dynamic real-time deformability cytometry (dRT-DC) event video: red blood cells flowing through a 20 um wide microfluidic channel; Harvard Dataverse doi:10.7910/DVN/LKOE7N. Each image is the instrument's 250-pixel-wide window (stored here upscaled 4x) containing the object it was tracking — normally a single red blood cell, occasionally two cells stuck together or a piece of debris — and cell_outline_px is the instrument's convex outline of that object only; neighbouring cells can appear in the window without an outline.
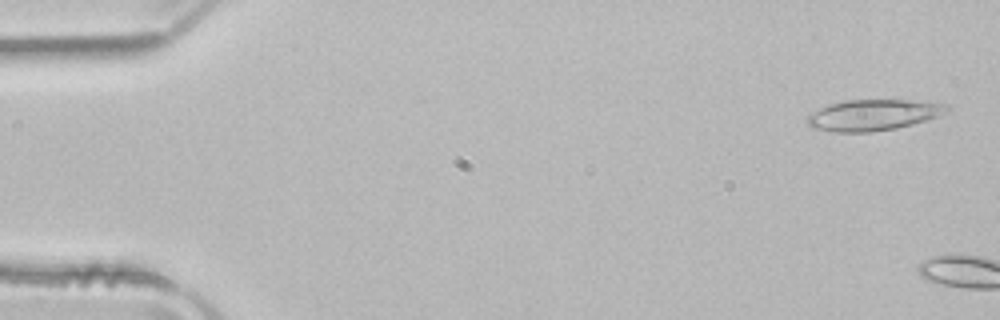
{"species": "common noctule bat (a hibernating species)", "species_latin": "Nyctalus noctula", "temperature_condition": "room temperature", "stored_images_in_passage": 5, "camera_frame_rate_fps": 3000, "um_per_image_px": 0.085, "animal": {"sex": "male", "body_mass_g": 21.5, "forearm_length_mm": 52.0}, "frame": {"image": 1, "passage_image": 2, "time_ms": 0.333, "image_size_px": [1000, 320], "cell_outline_px": [[952, 108], [936, 116], [912, 124], [896, 128], [872, 132], [832, 132], [812, 128], [808, 124], [808, 116], [812, 112], [828, 104], [848, 100], [912, 100], [948, 104]], "centroid_in_image_um": [74.2, 9.77], "position_along_channel_um": 10.8, "area_um2": 25.09}}